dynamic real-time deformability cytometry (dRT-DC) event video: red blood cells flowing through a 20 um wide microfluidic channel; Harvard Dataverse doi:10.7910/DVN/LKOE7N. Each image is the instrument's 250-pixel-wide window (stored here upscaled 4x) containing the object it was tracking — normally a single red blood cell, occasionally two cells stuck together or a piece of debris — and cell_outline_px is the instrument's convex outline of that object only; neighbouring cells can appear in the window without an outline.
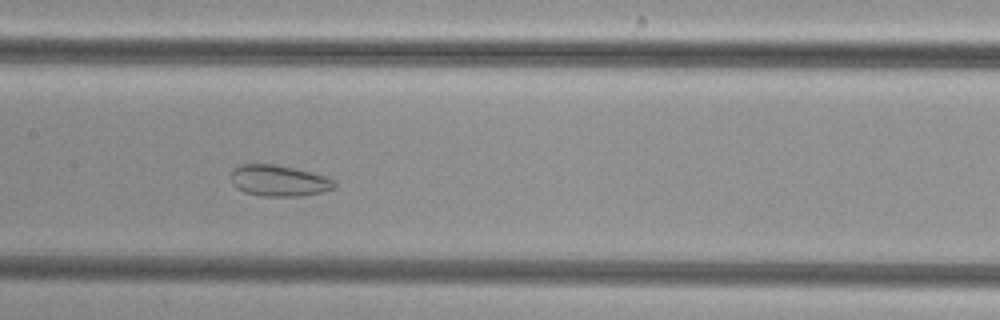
{"species": "common noctule bat (a hibernating species)", "species_latin": "Nyctalus noctula", "temperature_condition": "cold", "stored_images_in_passage": 46, "camera_frame_rate_fps": 3000, "um_per_image_px": 0.085, "animal": {"sex": "female", "body_mass_g": 29.2, "forearm_length_mm": 56.3}, "frame": {"image": 1, "passage_image": 20, "time_ms": 6.333, "image_size_px": [1000, 320], "cell_outline_px": [[336, 188], [320, 192], [300, 196], [260, 196], [244, 192], [236, 188], [232, 184], [232, 168], [240, 164], [272, 164], [292, 168], [328, 176], [336, 180]], "centroid_in_image_um": [23.71, 15.36], "position_along_channel_um": 183.7, "area_um2": 18.9}}
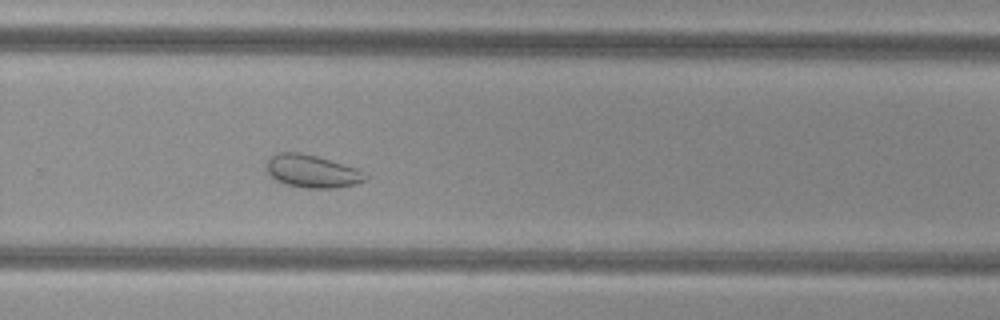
{"frame": {"image": 2, "passage_image": 29, "time_ms": 9.333, "image_size_px": [1000, 320], "cell_outline_px": [[372, 176], [356, 184], [336, 188], [304, 188], [284, 184], [276, 180], [268, 172], [268, 160], [272, 156], [280, 152], [300, 152], [316, 156], [356, 168]], "centroid_in_image_um": [26.57, 14.57], "position_along_channel_um": 303.2, "area_um2": 18.79}}
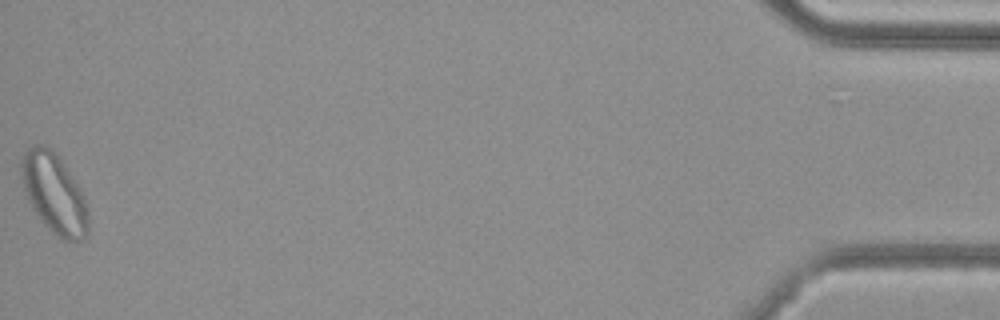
{"frame": {"image": 3, "passage_image": 46, "time_ms": 15.0, "image_size_px": [1000, 320], "cell_outline_px": [[88, 236], [84, 240], [64, 240], [56, 236], [40, 220], [32, 208], [24, 192], [20, 164], [28, 148], [36, 144], [48, 144], [60, 160], [84, 196], [88, 208]], "centroid_in_image_um": [4.6, 16.48], "position_along_channel_um": 430.6, "area_um2": 30.92}}